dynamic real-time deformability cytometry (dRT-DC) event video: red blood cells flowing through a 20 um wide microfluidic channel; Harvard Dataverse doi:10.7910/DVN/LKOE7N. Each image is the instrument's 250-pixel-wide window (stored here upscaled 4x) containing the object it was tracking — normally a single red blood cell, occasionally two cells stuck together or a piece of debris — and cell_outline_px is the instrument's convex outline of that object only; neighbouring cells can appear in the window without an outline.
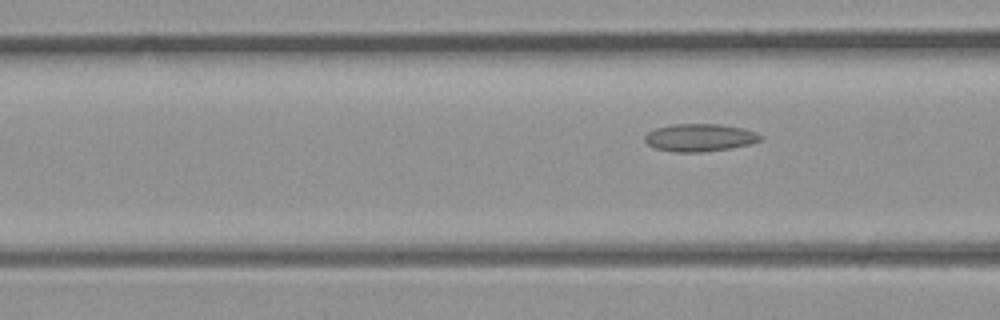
{"species": "common noctule bat (a hibernating species)", "species_latin": "Nyctalus noctula", "temperature_condition": "room temperature", "stored_images_in_passage": 4, "camera_frame_rate_fps": 3000, "um_per_image_px": 0.085, "animal": {"sex": "male", "body_mass_g": 23.1, "forearm_length_mm": 52.7}, "frame": {"image": 1, "passage_image": 4, "time_ms": 1.0, "image_size_px": [1000, 320], "cell_outline_px": [[764, 136], [760, 140], [752, 144], [728, 148], [700, 152], [672, 152], [656, 148], [648, 144], [644, 140], [644, 136], [648, 132], [656, 128], [676, 124], [720, 124], [744, 128], [756, 132]], "centroid_in_image_um": [59.5, 11.69], "position_along_channel_um": 107.1, "area_um2": 18.61}}